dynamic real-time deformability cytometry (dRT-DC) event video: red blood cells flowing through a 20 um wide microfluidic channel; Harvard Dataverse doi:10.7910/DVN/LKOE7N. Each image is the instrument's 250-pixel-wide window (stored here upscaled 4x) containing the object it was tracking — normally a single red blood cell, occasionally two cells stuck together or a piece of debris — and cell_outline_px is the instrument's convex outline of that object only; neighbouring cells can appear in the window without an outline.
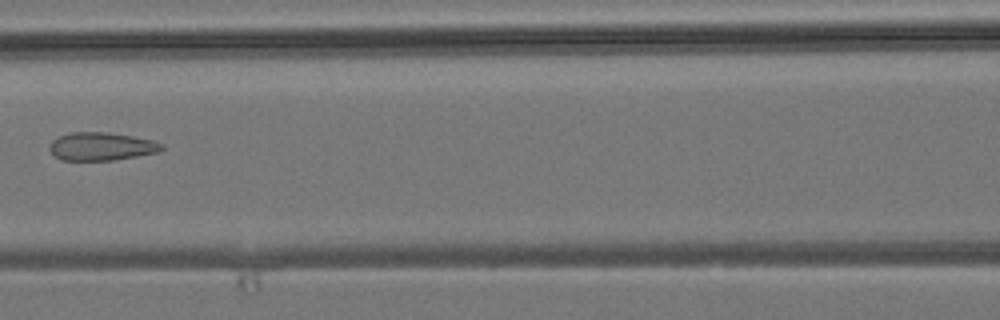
{"species": "common noctule bat (a hibernating species)", "species_latin": "Nyctalus noctula", "temperature_condition": "room temperature", "stored_images_in_passage": 7, "camera_frame_rate_fps": 3000, "um_per_image_px": 0.085, "animal": {"sex": "male", "body_mass_g": 19.2, "forearm_length_mm": 51.8}, "frame": {"image": 1, "passage_image": 6, "time_ms": 6.0, "image_size_px": [1000, 320], "cell_outline_px": [[164, 148], [156, 152], [136, 156], [112, 160], [60, 160], [48, 148], [48, 144], [52, 140], [60, 136], [72, 132], [108, 132], [132, 136], [152, 140], [164, 144]], "centroid_in_image_um": [8.59, 12.44], "position_along_channel_um": 158.0, "area_um2": 18.26}}
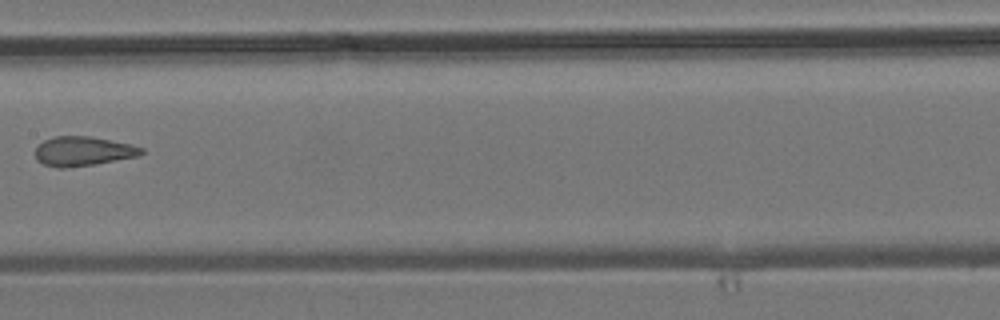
{"frame": {"image": 2, "passage_image": 7, "time_ms": 7.0, "image_size_px": [1000, 320], "cell_outline_px": [[144, 152], [140, 156], [96, 164], [64, 168], [56, 168], [44, 164], [36, 160], [36, 148], [44, 140], [56, 136], [92, 136], [132, 144], [144, 148]], "centroid_in_image_um": [7.1, 12.85], "position_along_channel_um": 200.3, "area_um2": 18.38}}